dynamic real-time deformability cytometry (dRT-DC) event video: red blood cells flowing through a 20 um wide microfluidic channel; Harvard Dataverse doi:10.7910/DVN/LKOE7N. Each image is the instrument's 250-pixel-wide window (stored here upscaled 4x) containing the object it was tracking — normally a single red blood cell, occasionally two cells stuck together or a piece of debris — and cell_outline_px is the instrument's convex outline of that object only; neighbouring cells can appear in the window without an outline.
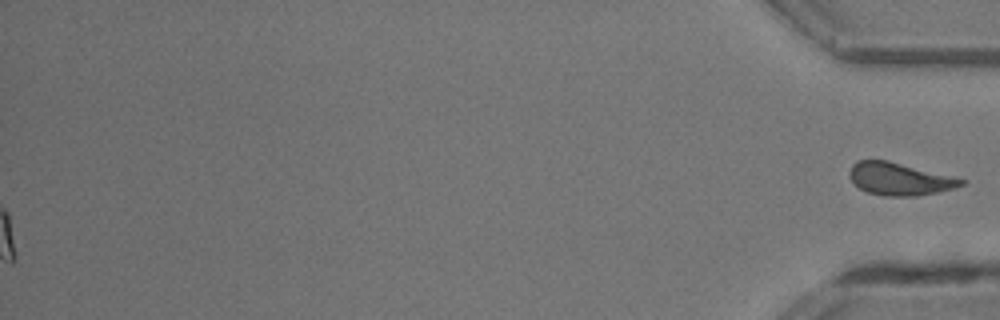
{"species": "common noctule bat (a hibernating species)", "species_latin": "Nyctalus noctula", "temperature_condition": "room temperature", "stored_images_in_passage": 34, "segment_of_instrument_passage": [2, 2], "camera_frame_rate_fps": 3000, "um_per_image_px": 0.085, "animal": {"sex": "male", "body_mass_g": 13.3}, "frame": {"image": 1, "passage_image": 34, "time_ms": 11.0, "image_size_px": [1000, 320], "cell_outline_px": [[968, 180], [964, 184], [952, 188], [936, 192], [916, 196], [884, 196], [868, 192], [860, 188], [852, 180], [848, 172], [852, 164], [856, 160], [888, 160]], "centroid_in_image_um": [76.45, 15.2], "position_along_channel_um": 358.8, "area_um2": 21.04}}